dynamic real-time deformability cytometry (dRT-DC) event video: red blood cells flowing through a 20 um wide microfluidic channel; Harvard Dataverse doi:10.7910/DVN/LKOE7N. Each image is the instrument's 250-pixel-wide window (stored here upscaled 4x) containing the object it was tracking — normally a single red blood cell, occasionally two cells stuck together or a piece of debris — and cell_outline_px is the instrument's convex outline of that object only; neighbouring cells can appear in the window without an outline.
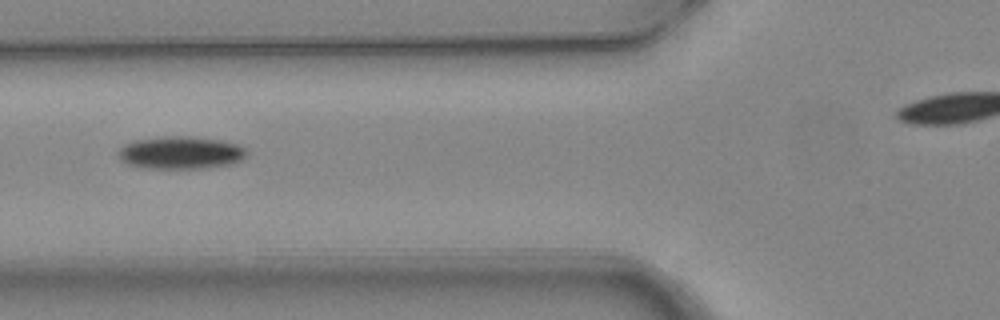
{"species": "common noctule bat (a hibernating species)", "species_latin": "Nyctalus noctula", "temperature_condition": "warm", "stored_images_in_passage": 5, "camera_frame_rate_fps": 3000, "um_per_image_px": 0.085, "animal": {"sex": "female", "body_mass_g": 24.6, "forearm_length_mm": 56.2}, "frame": {"image": 1, "passage_image": 5, "time_ms": 1.333, "image_size_px": [1000, 320], "cell_outline_px": [[248, 156], [232, 164], [204, 168], [148, 168], [128, 164], [120, 160], [116, 152], [120, 148], [136, 140], [156, 136], [192, 136], [224, 140], [248, 148]], "centroid_in_image_um": [15.41, 12.96], "position_along_channel_um": 110.4, "area_um2": 24.74}}